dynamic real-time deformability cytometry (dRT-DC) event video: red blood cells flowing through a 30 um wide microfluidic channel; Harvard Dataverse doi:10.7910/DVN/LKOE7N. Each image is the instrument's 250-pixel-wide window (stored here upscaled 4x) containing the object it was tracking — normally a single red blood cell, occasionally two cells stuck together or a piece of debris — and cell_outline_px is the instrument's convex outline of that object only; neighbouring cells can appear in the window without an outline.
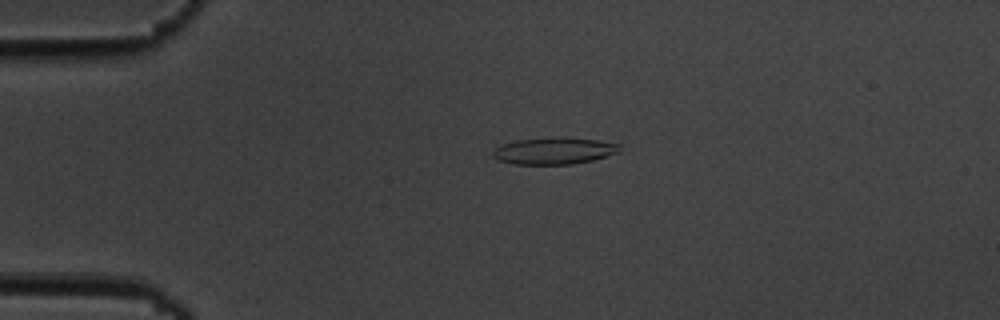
{"species": "common noctule bat (a hibernating species)", "species_latin": "Nyctalus noctula", "temperature_condition": "cold", "stored_images_in_passage": 5, "camera_frame_rate_fps": 3000, "um_per_image_px": 0.085, "animal": {"sex": "male", "body_mass_g": 19.5, "forearm_length_mm": 54.6}, "frame": {"image": 1, "passage_image": 3, "time_ms": 3.333, "image_size_px": [1000, 320], "cell_outline_px": [[620, 152], [592, 160], [572, 164], [512, 164], [500, 160], [492, 156], [492, 152], [500, 144], [516, 140], [600, 140], [620, 144]], "centroid_in_image_um": [47.08, 12.87], "position_along_channel_um": 37.9, "area_um2": 18.79}}